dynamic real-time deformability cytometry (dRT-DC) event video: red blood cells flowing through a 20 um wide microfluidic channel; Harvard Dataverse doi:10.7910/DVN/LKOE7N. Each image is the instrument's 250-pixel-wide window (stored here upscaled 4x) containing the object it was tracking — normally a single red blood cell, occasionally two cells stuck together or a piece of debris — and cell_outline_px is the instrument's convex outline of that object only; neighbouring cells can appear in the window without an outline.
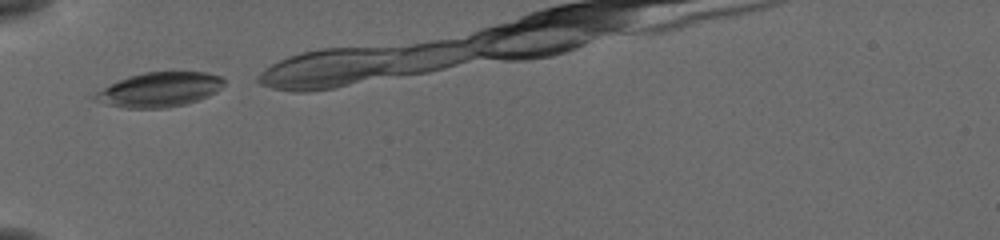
{"species": "common noctule bat (a hibernating species)", "species_latin": "Nyctalus noctula", "temperature_condition": "cold", "stored_images_in_passage": 6, "camera_frame_rate_fps": 3000, "um_per_image_px": 0.085, "animal": {"sex": "female", "body_mass_g": 19.5, "forearm_length_mm": 54.1}, "frame": {"image": 1, "passage_image": 1, "time_ms": 0.0, "image_size_px": [1000, 240], "cell_outline_px": [[224, 84], [216, 92], [208, 96], [184, 104], [164, 108], [124, 108], [104, 104], [88, 96], [128, 76], [144, 72], [208, 72], [220, 76], [224, 80]], "centroid_in_image_um": [13.53, 7.62], "position_along_channel_um": 71.5, "area_um2": 25.89}}
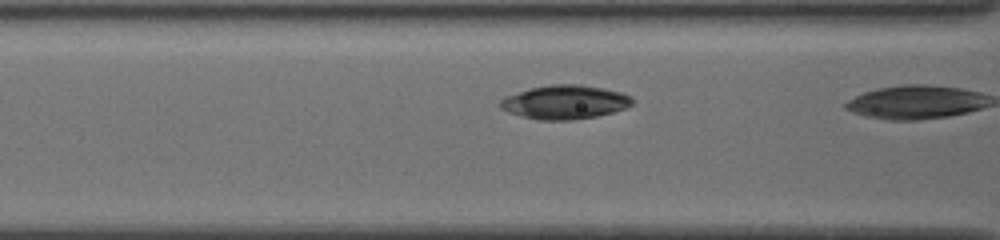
{"frame": {"image": 2, "passage_image": 5, "time_ms": 1.333, "image_size_px": [1000, 240], "cell_outline_px": [[632, 104], [624, 108], [612, 112], [596, 116], [572, 120], [540, 120], [520, 116], [508, 112], [500, 108], [500, 100], [504, 96], [532, 88], [552, 84], [580, 84], [604, 88], [620, 92], [632, 96]], "centroid_in_image_um": [47.99, 8.68], "position_along_channel_um": 118.6, "area_um2": 26.01}}